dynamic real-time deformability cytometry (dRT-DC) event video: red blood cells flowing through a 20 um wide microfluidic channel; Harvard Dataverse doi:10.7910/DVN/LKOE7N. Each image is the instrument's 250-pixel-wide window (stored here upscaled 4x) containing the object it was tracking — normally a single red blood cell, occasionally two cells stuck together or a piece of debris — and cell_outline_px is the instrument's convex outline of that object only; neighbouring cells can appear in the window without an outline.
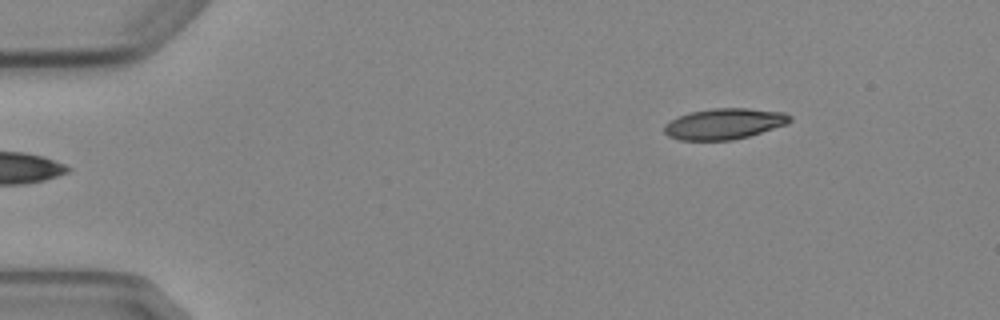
{"species": "Egyptian fruit bat (a non-hibernating species)", "species_latin": "Rousettus aegyptiacus", "temperature_condition": "cold", "stored_images_in_passage": 5, "camera_frame_rate_fps": 3000, "um_per_image_px": 0.085, "animal": {"sex": "female"}, "frame": {"image": 1, "passage_image": 5, "time_ms": 5.333, "image_size_px": [1000, 320], "cell_outline_px": [[792, 120], [788, 124], [748, 136], [732, 140], [680, 140], [668, 136], [664, 132], [664, 124], [680, 116], [692, 112], [712, 108], [748, 108], [784, 112], [792, 116]], "centroid_in_image_um": [61.59, 10.52], "position_along_channel_um": 23.4, "area_um2": 22.54}}